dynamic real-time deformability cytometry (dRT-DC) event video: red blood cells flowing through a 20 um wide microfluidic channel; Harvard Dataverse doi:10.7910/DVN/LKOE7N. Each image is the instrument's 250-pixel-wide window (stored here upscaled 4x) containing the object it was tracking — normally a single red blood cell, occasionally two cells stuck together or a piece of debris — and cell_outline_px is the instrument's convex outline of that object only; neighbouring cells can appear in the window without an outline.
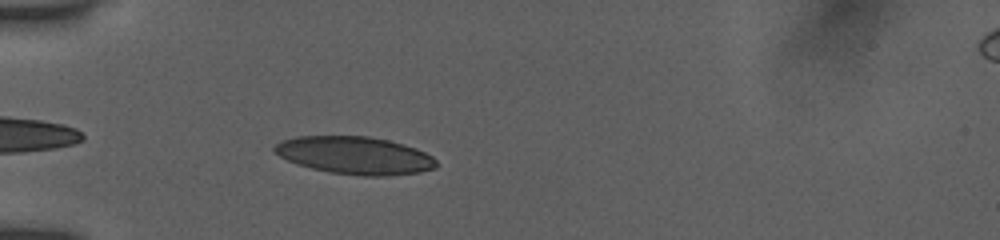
{"species": "human", "species_latin": "Homo sapiens", "temperature_condition": "room temperature", "stored_images_in_passage": 37, "camera_frame_rate_fps": 3000, "um_per_image_px": 0.085, "donor": {"sex": "female"}, "frame": {"image": 1, "passage_image": 3, "time_ms": 0.667, "image_size_px": [1000, 240], "cell_outline_px": [[436, 168], [420, 172], [388, 176], [364, 176], [328, 172], [296, 164], [280, 156], [272, 148], [280, 140], [296, 136], [368, 136], [388, 140], [404, 144], [416, 148], [432, 156], [436, 160]], "centroid_in_image_um": [30.16, 13.21], "position_along_channel_um": 54.8, "area_um2": 35.6}}
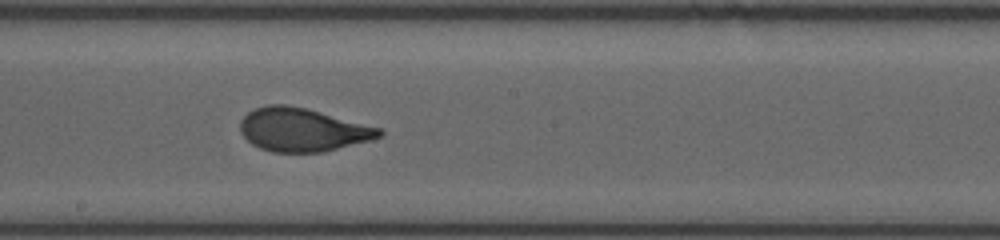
{"frame": {"image": 2, "passage_image": 17, "time_ms": 5.333, "image_size_px": [1000, 240], "cell_outline_px": [[384, 136], [372, 140], [320, 152], [272, 152], [260, 148], [252, 144], [240, 132], [240, 120], [248, 112], [256, 108], [268, 104], [284, 104], [308, 108], [384, 128]], "centroid_in_image_um": [25.76, 11.01], "position_along_channel_um": 222.4, "area_um2": 35.49}}
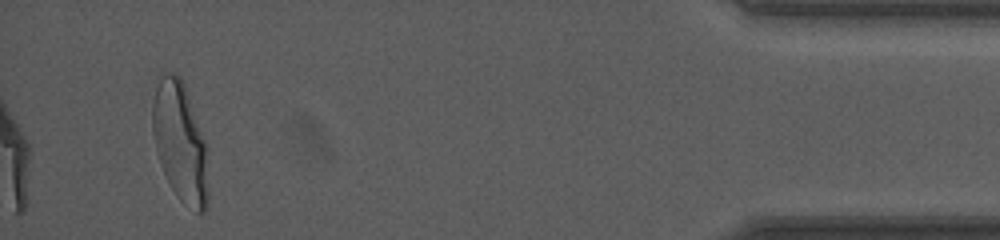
{"frame": {"image": 3, "passage_image": 37, "time_ms": 12.0, "image_size_px": [1000, 240], "cell_outline_px": [[208, 204], [204, 212], [196, 212], [180, 200], [176, 196], [164, 172], [156, 148], [152, 132], [152, 104], [156, 76], [160, 72], [176, 72], [180, 76], [184, 84], [208, 144]], "centroid_in_image_um": [15.33, 12.01], "position_along_channel_um": 419.9, "area_um2": 39.77}, "authors_computed_cell_mechanics": {"area_um2": 35.4892, "velocity_mm_per_s": 3.9174, "shape_relaxation_time_tau1_ms": 4.3194, "shape_relaxation_time_tau2_ms": null, "deformation_change_tau1": 0.1796, "deformation_change_tau2": null}}